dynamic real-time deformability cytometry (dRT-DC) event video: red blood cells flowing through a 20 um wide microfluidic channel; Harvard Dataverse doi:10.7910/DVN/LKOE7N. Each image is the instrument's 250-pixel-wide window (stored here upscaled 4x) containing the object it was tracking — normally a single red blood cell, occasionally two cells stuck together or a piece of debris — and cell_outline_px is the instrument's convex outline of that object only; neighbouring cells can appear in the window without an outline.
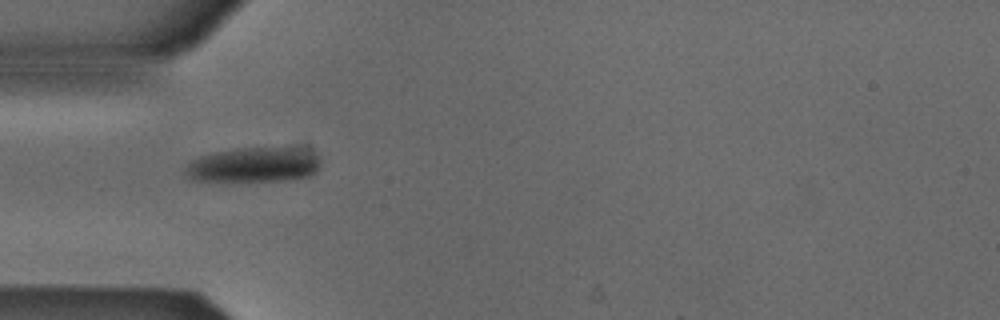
{"species": "Egyptian fruit bat (a non-hibernating species)", "species_latin": "Rousettus aegyptiacus", "temperature_condition": "cold", "stored_images_in_passage": 4, "camera_frame_rate_fps": 3000, "um_per_image_px": 0.085, "animal": {"sex": "male"}, "frame": {"image": 1, "passage_image": 1, "time_ms": 0.0, "image_size_px": [1000, 320], "cell_outline_px": [[320, 168], [312, 176], [292, 180], [236, 184], [192, 180], [184, 176], [184, 168], [192, 160], [200, 156], [216, 152], [240, 148], [312, 148], [320, 156]], "centroid_in_image_um": [21.6, 14.07], "position_along_channel_um": 63.4, "area_um2": 29.25}}
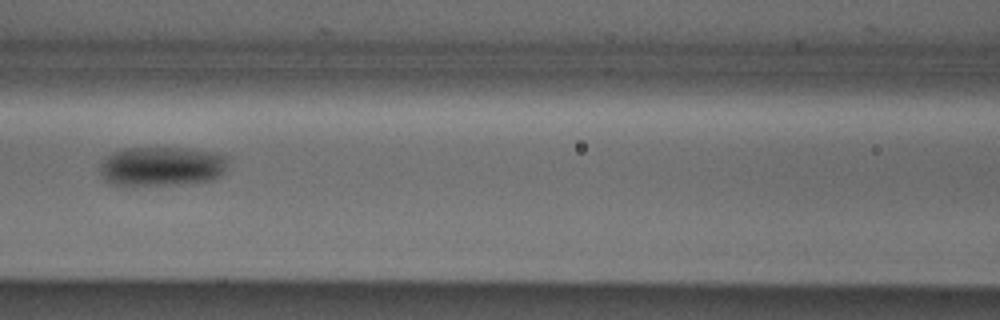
{"frame": {"image": 2, "passage_image": 3, "time_ms": 0.667, "image_size_px": [1000, 320], "cell_outline_px": [[224, 172], [216, 180], [180, 184], [128, 188], [112, 184], [104, 180], [100, 172], [100, 164], [108, 156], [120, 148], [192, 148], [224, 156]], "centroid_in_image_um": [13.66, 14.19], "position_along_channel_um": 152.9, "area_um2": 29.94}}
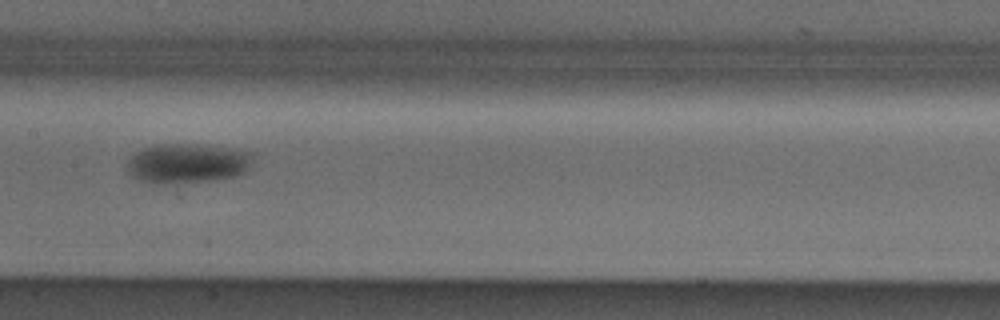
{"frame": {"image": 3, "passage_image": 4, "time_ms": 1.0, "image_size_px": [1000, 320], "cell_outline_px": [[256, 152], [244, 172], [232, 176], [216, 180], [176, 184], [152, 184], [140, 180], [132, 176], [128, 172], [128, 160], [136, 152], [144, 148], [156, 144], [184, 144], [224, 148]], "centroid_in_image_um": [15.89, 13.91], "position_along_channel_um": 191.5, "area_um2": 28.96}}